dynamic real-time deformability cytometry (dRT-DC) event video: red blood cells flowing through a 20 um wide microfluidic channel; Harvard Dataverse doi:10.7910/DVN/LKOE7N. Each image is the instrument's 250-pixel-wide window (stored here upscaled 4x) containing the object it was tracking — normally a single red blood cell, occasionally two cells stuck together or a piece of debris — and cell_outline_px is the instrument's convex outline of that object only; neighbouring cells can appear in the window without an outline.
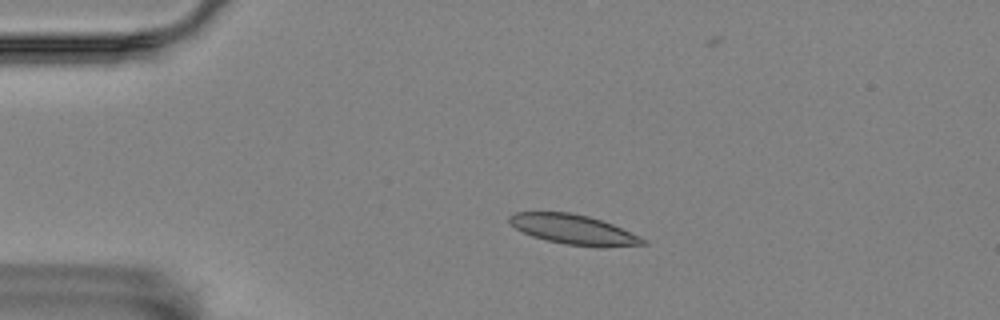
{"species": "Egyptian fruit bat (a non-hibernating species)", "species_latin": "Rousettus aegyptiacus", "temperature_condition": "room temperature", "stored_images_in_passage": 3, "camera_frame_rate_fps": 3000, "um_per_image_px": 0.085, "animal": {"sex": "female"}, "frame": {"image": 1, "passage_image": 1, "time_ms": 0.0, "image_size_px": [1000, 320], "cell_outline_px": [[648, 244], [604, 248], [596, 248], [564, 244], [532, 236], [516, 228], [508, 220], [508, 216], [516, 212], [572, 212], [588, 216], [612, 224], [640, 236], [648, 240]], "centroid_in_image_um": [48.81, 19.53], "position_along_channel_um": 36.2, "area_um2": 23.35}}